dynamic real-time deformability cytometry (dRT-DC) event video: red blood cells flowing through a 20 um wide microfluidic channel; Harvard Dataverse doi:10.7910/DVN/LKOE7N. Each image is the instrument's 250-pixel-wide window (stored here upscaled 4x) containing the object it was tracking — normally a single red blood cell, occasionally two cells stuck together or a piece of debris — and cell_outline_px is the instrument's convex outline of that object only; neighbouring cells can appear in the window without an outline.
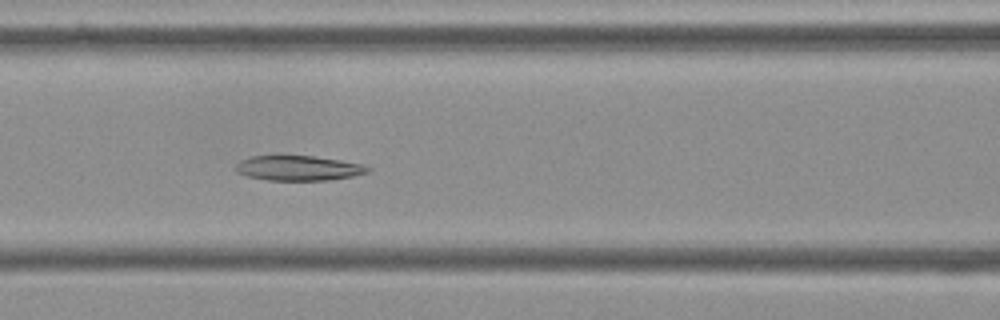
{"species": "Egyptian fruit bat (a non-hibernating species)", "species_latin": "Rousettus aegyptiacus", "temperature_condition": "cold", "stored_images_in_passage": 56, "camera_frame_rate_fps": 3000, "um_per_image_px": 0.085, "frame": {"image": 1, "passage_image": 24, "time_ms": 7.667, "image_size_px": [1000, 320], "cell_outline_px": [[372, 168], [368, 172], [352, 176], [332, 180], [268, 180], [248, 176], [236, 172], [236, 164], [240, 160], [252, 156], [316, 156], [340, 160], [360, 164]], "centroid_in_image_um": [25.37, 14.29], "position_along_channel_um": 141.2, "area_um2": 19.07}}
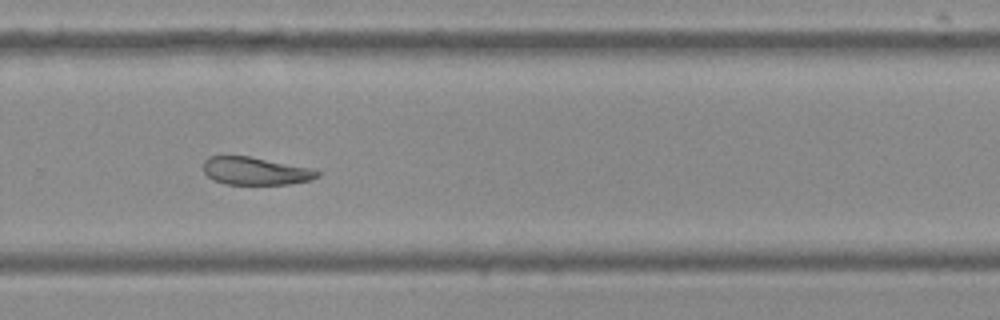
{"frame": {"image": 2, "passage_image": 38, "time_ms": 12.333, "image_size_px": [1000, 320], "cell_outline_px": [[320, 176], [308, 180], [288, 184], [224, 184], [212, 180], [204, 172], [204, 160], [208, 156], [248, 156], [316, 168], [320, 172]], "centroid_in_image_um": [21.73, 14.53], "position_along_channel_um": 308.1, "area_um2": 18.61}}
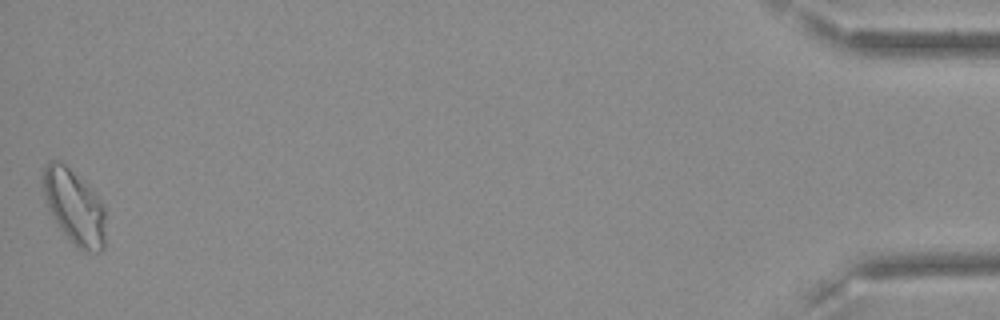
{"frame": {"image": 3, "passage_image": 56, "time_ms": 18.333, "image_size_px": [1000, 320], "cell_outline_px": [[104, 248], [100, 252], [84, 252], [72, 244], [60, 228], [48, 208], [44, 200], [40, 176], [48, 160], [60, 160], [100, 200], [104, 208]], "centroid_in_image_um": [6.26, 17.6], "position_along_channel_um": 428.9, "area_um2": 27.05}}